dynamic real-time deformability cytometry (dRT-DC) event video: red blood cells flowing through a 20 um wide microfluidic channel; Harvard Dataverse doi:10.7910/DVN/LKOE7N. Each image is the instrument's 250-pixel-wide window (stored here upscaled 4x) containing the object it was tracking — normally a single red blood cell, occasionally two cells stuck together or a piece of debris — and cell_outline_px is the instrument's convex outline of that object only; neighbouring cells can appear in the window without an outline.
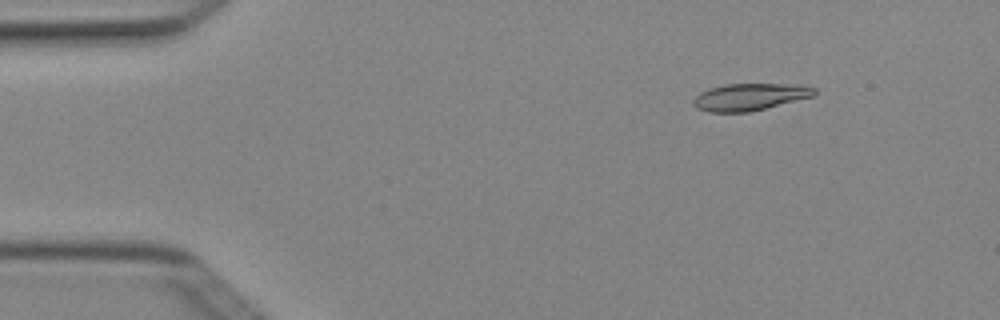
{"species": "Egyptian fruit bat (a non-hibernating species)", "species_latin": "Rousettus aegyptiacus", "temperature_condition": "cold", "stored_images_in_passage": 5, "camera_frame_rate_fps": 3000, "um_per_image_px": 0.085, "animal": {"sex": "female"}, "frame": {"image": 1, "passage_image": 2, "time_ms": 0.333, "image_size_px": [1000, 320], "cell_outline_px": [[816, 92], [812, 96], [748, 112], [708, 112], [696, 108], [692, 104], [692, 100], [700, 92], [708, 88], [724, 84], [796, 84], [816, 88]], "centroid_in_image_um": [63.66, 8.23], "position_along_channel_um": 21.3, "area_um2": 18.96}}
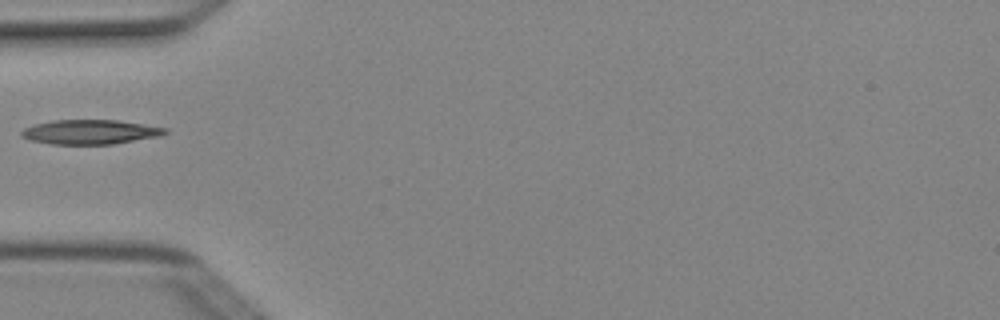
{"frame": {"image": 2, "passage_image": 5, "time_ms": 1.333, "image_size_px": [1000, 320], "cell_outline_px": [[168, 132], [160, 136], [112, 144], [52, 144], [28, 140], [20, 136], [20, 132], [24, 128], [36, 124], [52, 120], [116, 120], [144, 124], [168, 128]], "centroid_in_image_um": [7.65, 11.22], "position_along_channel_um": 77.3, "area_um2": 20.52}}